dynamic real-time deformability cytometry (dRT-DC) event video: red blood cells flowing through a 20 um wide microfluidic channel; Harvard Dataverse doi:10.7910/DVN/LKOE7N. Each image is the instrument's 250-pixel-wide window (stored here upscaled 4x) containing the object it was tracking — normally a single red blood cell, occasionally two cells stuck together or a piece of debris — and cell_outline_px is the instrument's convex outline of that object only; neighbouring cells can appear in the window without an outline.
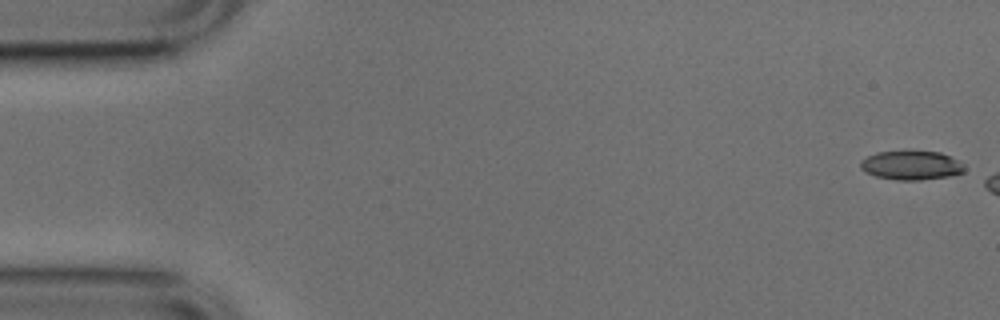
{"species": "common noctule bat (a hibernating species)", "species_latin": "Nyctalus noctula", "temperature_condition": "cold", "stored_images_in_passage": 6, "camera_frame_rate_fps": 3000, "um_per_image_px": 0.085, "animal": {"sex": "male", "body_mass_g": 17.9, "forearm_length_mm": 54.2}, "frame": {"image": 1, "passage_image": 1, "time_ms": 0.0, "image_size_px": [1000, 320], "cell_outline_px": [[964, 172], [948, 176], [920, 180], [896, 180], [876, 176], [860, 168], [860, 160], [876, 152], [940, 152], [964, 164]], "centroid_in_image_um": [77.44, 14.06], "position_along_channel_um": 7.6, "area_um2": 17.22}}